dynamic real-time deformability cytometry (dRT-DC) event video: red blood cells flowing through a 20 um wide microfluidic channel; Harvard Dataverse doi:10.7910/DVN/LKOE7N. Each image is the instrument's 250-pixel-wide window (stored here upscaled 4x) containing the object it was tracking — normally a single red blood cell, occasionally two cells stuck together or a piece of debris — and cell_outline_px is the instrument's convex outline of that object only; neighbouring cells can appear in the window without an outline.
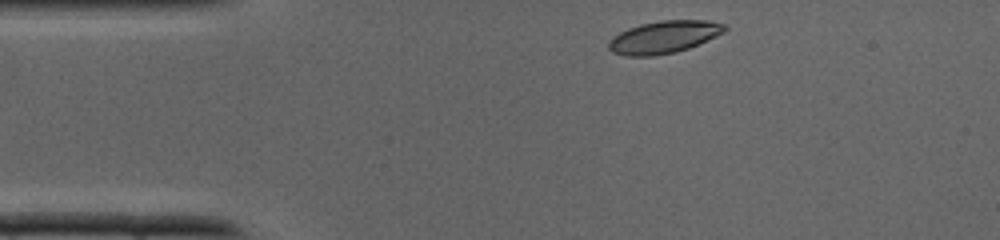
{"species": "common noctule bat (a hibernating species)", "species_latin": "Nyctalus noctula", "temperature_condition": "cold", "stored_images_in_passage": 5, "camera_frame_rate_fps": 3000, "um_per_image_px": 0.085, "animal": {"sex": "male", "body_mass_g": 19.0, "forearm_length_mm": 50.8}, "frame": {"image": 1, "passage_image": 1, "time_ms": 0.0, "image_size_px": [1000, 240], "cell_outline_px": [[728, 28], [724, 32], [716, 36], [688, 48], [676, 52], [652, 56], [624, 56], [612, 52], [608, 48], [608, 40], [612, 36], [628, 28], [640, 24], [660, 20], [708, 20], [724, 24]], "centroid_in_image_um": [56.39, 3.15], "position_along_channel_um": 28.6, "area_um2": 22.02}}